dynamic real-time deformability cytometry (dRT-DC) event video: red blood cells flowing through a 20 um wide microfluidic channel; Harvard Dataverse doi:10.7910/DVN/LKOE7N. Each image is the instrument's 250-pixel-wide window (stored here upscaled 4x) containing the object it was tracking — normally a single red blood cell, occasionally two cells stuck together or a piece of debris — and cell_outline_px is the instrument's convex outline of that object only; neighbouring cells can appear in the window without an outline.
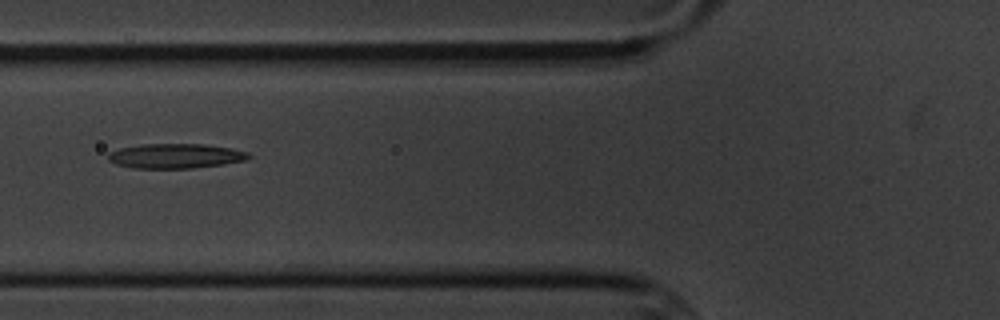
{"species": "common noctule bat (a hibernating species)", "species_latin": "Nyctalus noctula", "temperature_condition": "cold", "stored_images_in_passage": 5, "camera_frame_rate_fps": 3000, "um_per_image_px": 0.085, "animal": {"sex": "male", "body_mass_g": 20.1, "forearm_length_mm": 53.5}, "frame": {"image": 1, "passage_image": 3, "time_ms": 2.333, "image_size_px": [1000, 320], "cell_outline_px": [[252, 156], [244, 160], [224, 164], [192, 168], [132, 168], [116, 164], [108, 160], [108, 152], [120, 148], [140, 144], [204, 144], [232, 148], [248, 152]], "centroid_in_image_um": [14.9, 13.25], "position_along_channel_um": 110.9, "area_um2": 20.29}}
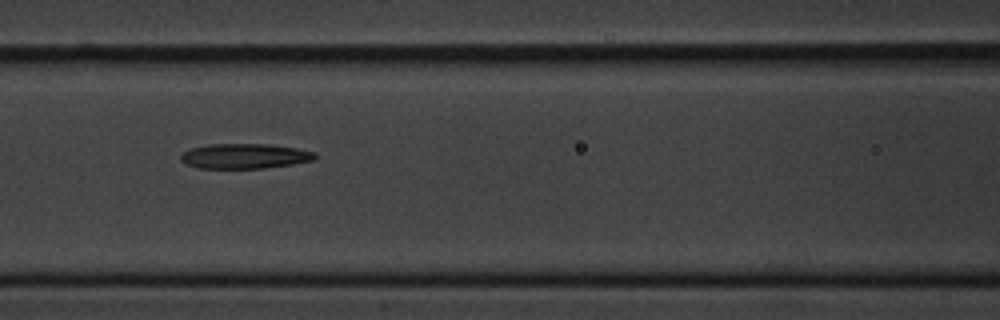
{"frame": {"image": 2, "passage_image": 4, "time_ms": 3.333, "image_size_px": [1000, 320], "cell_outline_px": [[320, 156], [312, 160], [292, 164], [264, 168], [200, 168], [188, 164], [180, 160], [180, 156], [188, 148], [208, 144], [268, 144], [296, 148], [316, 152]], "centroid_in_image_um": [20.81, 13.26], "position_along_channel_um": 145.8, "area_um2": 19.59}}
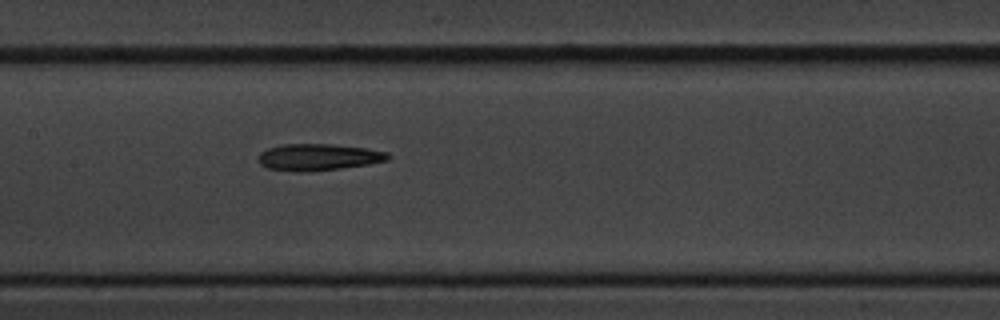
{"frame": {"image": 3, "passage_image": 5, "time_ms": 4.333, "image_size_px": [1000, 320], "cell_outline_px": [[392, 156], [388, 160], [368, 164], [340, 168], [300, 172], [296, 172], [268, 168], [260, 164], [256, 160], [256, 156], [260, 152], [268, 148], [284, 144], [332, 144], [364, 148], [388, 152]], "centroid_in_image_um": [27.02, 13.35], "position_along_channel_um": 180.4, "area_um2": 20.17}}